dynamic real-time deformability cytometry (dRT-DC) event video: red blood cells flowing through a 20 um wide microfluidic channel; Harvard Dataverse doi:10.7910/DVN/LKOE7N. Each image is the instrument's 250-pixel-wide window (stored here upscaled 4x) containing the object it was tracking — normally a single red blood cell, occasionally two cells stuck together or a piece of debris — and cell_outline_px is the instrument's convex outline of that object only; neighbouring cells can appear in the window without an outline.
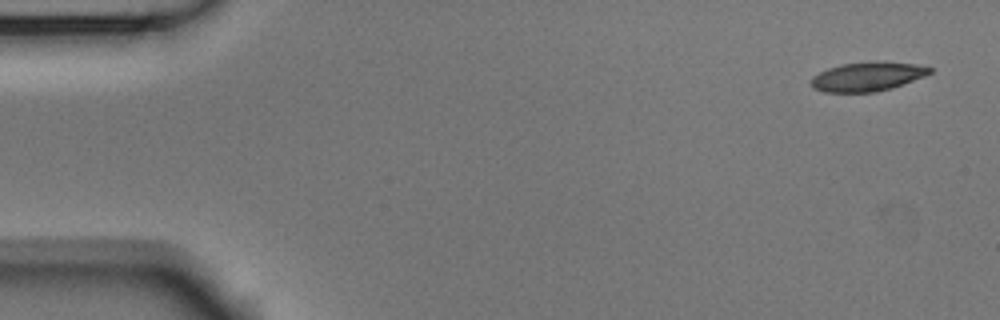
{"species": "Egyptian fruit bat (a non-hibernating species)", "species_latin": "Rousettus aegyptiacus", "temperature_condition": "room temperature", "stored_images_in_passage": 6, "camera_frame_rate_fps": 3000, "um_per_image_px": 0.085, "animal": {"sex": "male"}, "frame": {"image": 1, "passage_image": 1, "time_ms": 0.0, "image_size_px": [1000, 320], "cell_outline_px": [[932, 72], [924, 76], [892, 88], [876, 92], [824, 92], [812, 88], [808, 84], [812, 76], [828, 68], [840, 64], [876, 60], [916, 64], [932, 68]], "centroid_in_image_um": [73.69, 6.5], "position_along_channel_um": 11.3, "area_um2": 20.46}}
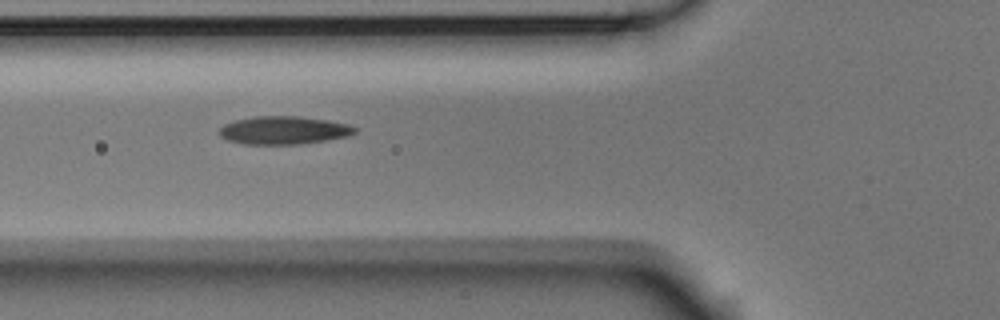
{"frame": {"image": 2, "passage_image": 6, "time_ms": 1.667, "image_size_px": [1000, 320], "cell_outline_px": [[360, 128], [356, 132], [348, 136], [328, 140], [300, 144], [240, 144], [228, 140], [220, 136], [220, 128], [224, 124], [236, 120], [256, 116], [300, 116], [328, 120], [348, 124]], "centroid_in_image_um": [24.16, 11.07], "position_along_channel_um": 101.6, "area_um2": 22.31}}